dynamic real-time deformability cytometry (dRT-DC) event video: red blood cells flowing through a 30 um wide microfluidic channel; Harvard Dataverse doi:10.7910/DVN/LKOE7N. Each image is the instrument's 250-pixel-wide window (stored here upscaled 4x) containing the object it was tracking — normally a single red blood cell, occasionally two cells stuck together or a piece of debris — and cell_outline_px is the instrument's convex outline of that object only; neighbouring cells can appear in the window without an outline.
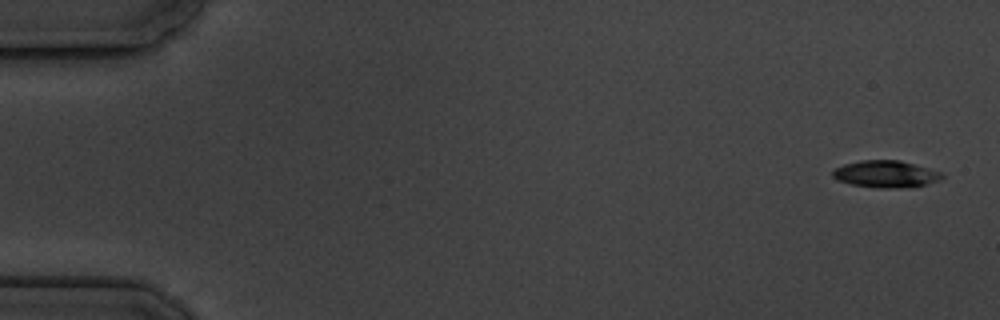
{"species": "common noctule bat (a hibernating species)", "species_latin": "Nyctalus noctula", "temperature_condition": "cold", "stored_images_in_passage": 5, "camera_frame_rate_fps": 3000, "um_per_image_px": 0.085, "animal": {"sex": "male", "body_mass_g": 19.5, "forearm_length_mm": 54.6}, "frame": {"image": 1, "passage_image": 1, "time_ms": 0.0, "image_size_px": [1000, 320], "cell_outline_px": [[944, 176], [940, 180], [912, 188], [876, 188], [852, 184], [836, 180], [832, 176], [832, 172], [836, 168], [844, 164], [860, 160], [900, 160], [928, 168], [940, 172]], "centroid_in_image_um": [75.29, 14.8], "position_along_channel_um": 9.7, "area_um2": 17.28}}
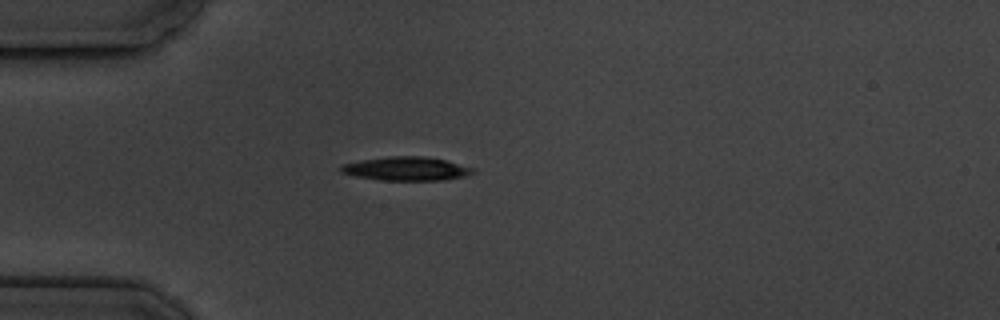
{"frame": {"image": 2, "passage_image": 5, "time_ms": 4.667, "image_size_px": [1000, 320], "cell_outline_px": [[476, 168], [472, 172], [464, 176], [444, 180], [380, 180], [356, 176], [340, 172], [340, 164], [360, 160], [388, 156], [424, 156], [444, 160]], "centroid_in_image_um": [34.5, 14.33], "position_along_channel_um": 50.5, "area_um2": 18.21}}